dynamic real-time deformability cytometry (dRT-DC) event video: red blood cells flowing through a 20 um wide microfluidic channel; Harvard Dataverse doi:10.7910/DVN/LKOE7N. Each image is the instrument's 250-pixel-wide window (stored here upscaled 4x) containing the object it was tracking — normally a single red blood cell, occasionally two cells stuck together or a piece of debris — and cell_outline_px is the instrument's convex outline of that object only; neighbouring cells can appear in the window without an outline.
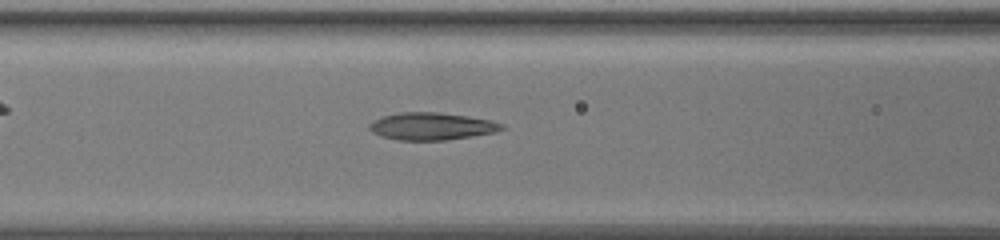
{"species": "common noctule bat (a hibernating species)", "species_latin": "Nyctalus noctula", "temperature_condition": "warm", "stored_images_in_passage": 35, "camera_frame_rate_fps": 3000, "um_per_image_px": 0.085, "animal": {"sex": "female", "body_mass_g": 19.5, "forearm_length_mm": 54.1}, "frame": {"image": 1, "passage_image": 8, "time_ms": 2.333, "image_size_px": [1000, 240], "cell_outline_px": [[504, 128], [496, 132], [448, 140], [396, 140], [380, 136], [372, 132], [368, 128], [368, 124], [384, 116], [400, 112], [436, 112], [468, 116], [488, 120], [504, 124]], "centroid_in_image_um": [36.67, 10.74], "position_along_channel_um": 129.9, "area_um2": 21.04}}
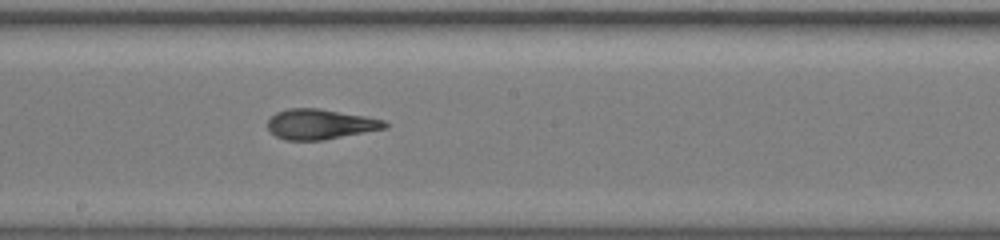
{"frame": {"image": 2, "passage_image": 16, "time_ms": 5.0, "image_size_px": [1000, 240], "cell_outline_px": [[388, 128], [324, 140], [284, 140], [276, 136], [268, 128], [268, 120], [276, 112], [288, 108], [320, 108], [364, 116], [384, 120], [388, 124]], "centroid_in_image_um": [27.23, 10.56], "position_along_channel_um": 221.0, "area_um2": 20.63}}
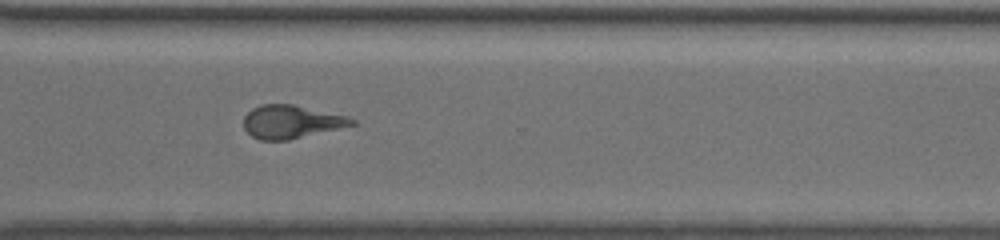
{"frame": {"image": 3, "passage_image": 27, "time_ms": 8.667, "image_size_px": [1000, 240], "cell_outline_px": [[356, 124], [288, 140], [260, 140], [252, 136], [244, 128], [244, 116], [252, 108], [260, 104], [292, 104], [348, 116], [356, 120]], "centroid_in_image_um": [24.74, 10.34], "position_along_channel_um": 345.9, "area_um2": 20.81}}